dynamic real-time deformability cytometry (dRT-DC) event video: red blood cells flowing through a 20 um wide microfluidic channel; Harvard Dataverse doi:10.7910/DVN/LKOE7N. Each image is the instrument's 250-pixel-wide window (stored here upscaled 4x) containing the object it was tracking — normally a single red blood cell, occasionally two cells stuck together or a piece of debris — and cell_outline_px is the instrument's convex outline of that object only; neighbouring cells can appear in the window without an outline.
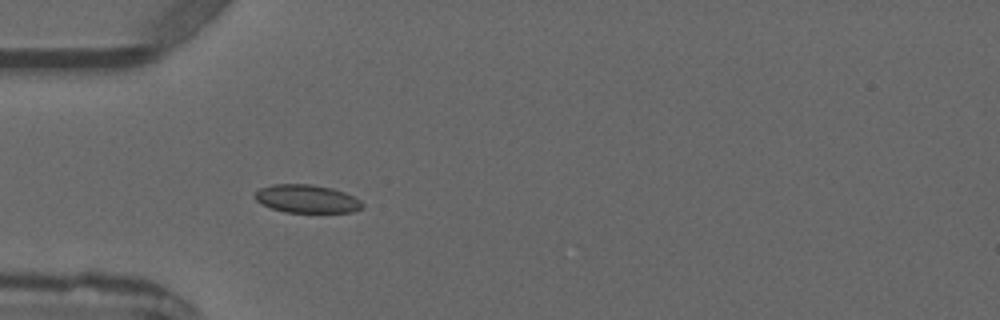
{"species": "common noctule bat (a hibernating species)", "species_latin": "Nyctalus noctula", "temperature_condition": "warm", "stored_images_in_passage": 3, "camera_frame_rate_fps": 3000, "um_per_image_px": 0.085, "animal": {"sex": "male", "forearm_length_mm": 52.5}, "frame": {"image": 1, "passage_image": 3, "time_ms": 3.0, "image_size_px": [1000, 320], "cell_outline_px": [[364, 208], [352, 212], [284, 212], [260, 204], [252, 196], [260, 188], [272, 184], [312, 184], [332, 188], [344, 192], [360, 200], [364, 204]], "centroid_in_image_um": [26.06, 16.9], "position_along_channel_um": 58.9, "area_um2": 17.74}}